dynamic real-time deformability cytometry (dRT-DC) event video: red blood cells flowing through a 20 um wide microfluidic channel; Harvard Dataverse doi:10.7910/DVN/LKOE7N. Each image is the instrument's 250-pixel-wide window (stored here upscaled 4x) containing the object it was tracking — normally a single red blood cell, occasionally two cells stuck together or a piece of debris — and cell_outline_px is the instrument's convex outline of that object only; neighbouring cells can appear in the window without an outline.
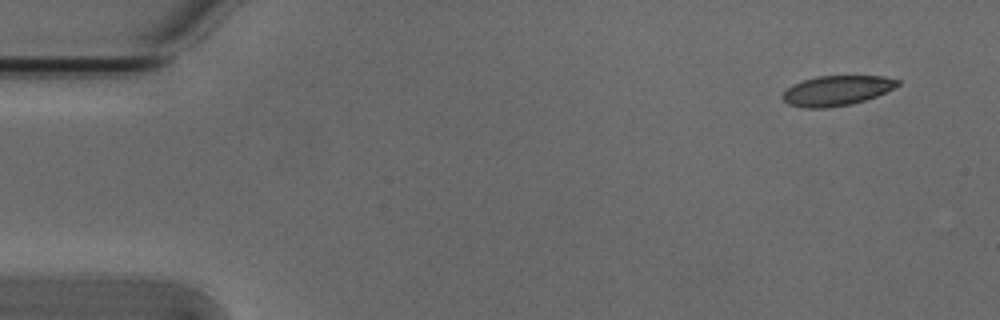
{"species": "Egyptian fruit bat (a non-hibernating species)", "species_latin": "Rousettus aegyptiacus", "temperature_condition": "cold", "stored_images_in_passage": 5, "camera_frame_rate_fps": 3000, "um_per_image_px": 0.085, "animal": {"sex": "male"}, "frame": {"image": 1, "passage_image": 1, "time_ms": 0.0, "image_size_px": [1000, 320], "cell_outline_px": [[900, 84], [876, 96], [852, 104], [824, 108], [804, 108], [788, 104], [780, 96], [792, 84], [816, 76], [884, 76], [900, 80]], "centroid_in_image_um": [71.09, 7.7], "position_along_channel_um": 13.9, "area_um2": 20.0}}
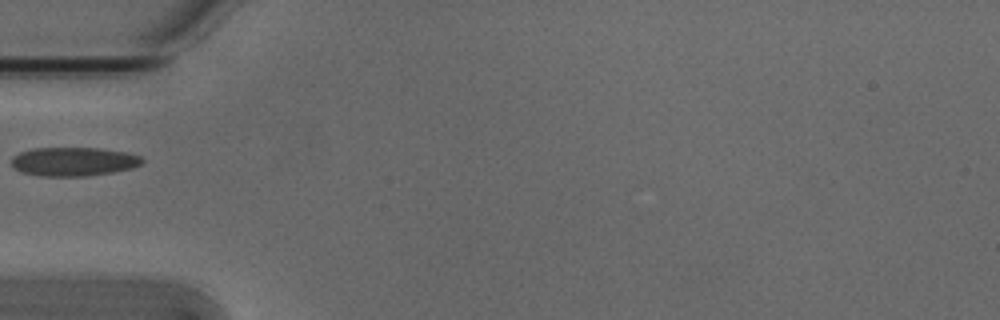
{"frame": {"image": 2, "passage_image": 4, "time_ms": 1.0, "image_size_px": [1000, 320], "cell_outline_px": [[144, 160], [140, 164], [132, 168], [112, 172], [88, 176], [40, 176], [20, 172], [12, 164], [12, 156], [20, 152], [32, 148], [100, 148], [128, 152], [140, 156]], "centroid_in_image_um": [6.25, 13.73], "position_along_channel_um": 78.7, "area_um2": 22.02}}
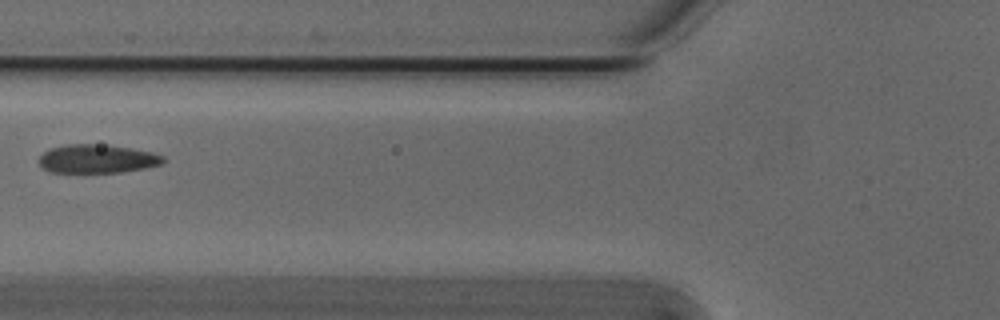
{"frame": {"image": 3, "passage_image": 5, "time_ms": 1.333, "image_size_px": [1000, 320], "cell_outline_px": [[168, 160], [164, 164], [144, 168], [120, 172], [48, 172], [40, 164], [40, 156], [48, 148], [68, 144], [92, 144], [128, 148], [152, 152], [164, 156]], "centroid_in_image_um": [8.29, 13.5], "position_along_channel_um": 117.5, "area_um2": 20.58}}